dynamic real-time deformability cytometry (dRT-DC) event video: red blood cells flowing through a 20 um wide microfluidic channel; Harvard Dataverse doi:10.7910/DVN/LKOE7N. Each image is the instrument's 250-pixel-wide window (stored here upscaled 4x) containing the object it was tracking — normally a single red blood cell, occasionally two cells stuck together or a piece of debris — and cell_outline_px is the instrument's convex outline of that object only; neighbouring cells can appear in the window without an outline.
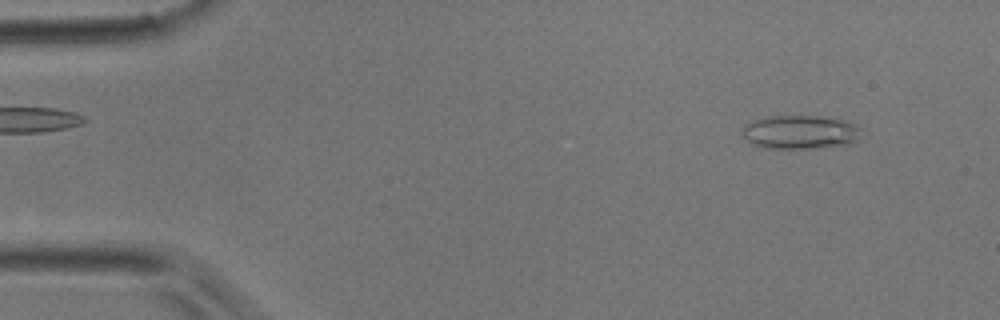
{"species": "common noctule bat (a hibernating species)", "species_latin": "Nyctalus noctula", "temperature_condition": "room temperature", "stored_images_in_passage": 4, "camera_frame_rate_fps": 3000, "um_per_image_px": 0.085, "animal": {"sex": "male", "body_mass_g": 17.9}, "frame": {"image": 1, "passage_image": 1, "time_ms": 0.0, "image_size_px": [1000, 320], "cell_outline_px": [[860, 128], [856, 140], [848, 144], [816, 148], [768, 148], [752, 144], [744, 136], [744, 128], [752, 120], [768, 116], [820, 116], [844, 120], [856, 124]], "centroid_in_image_um": [68.03, 11.22], "position_along_channel_um": 17.0, "area_um2": 23.06}}